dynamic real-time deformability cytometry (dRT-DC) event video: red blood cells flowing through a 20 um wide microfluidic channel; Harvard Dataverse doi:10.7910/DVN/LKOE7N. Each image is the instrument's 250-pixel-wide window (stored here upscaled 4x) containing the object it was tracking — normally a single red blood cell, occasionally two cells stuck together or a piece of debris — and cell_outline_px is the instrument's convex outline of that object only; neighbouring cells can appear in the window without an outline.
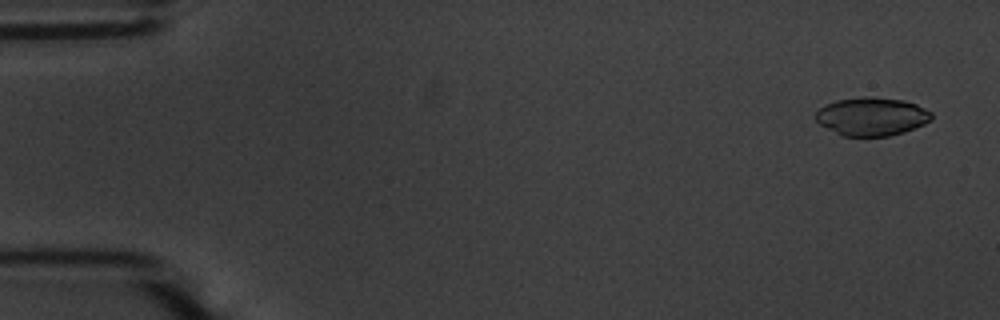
{"species": "common noctule bat (a hibernating species)", "species_latin": "Nyctalus noctula", "temperature_condition": "warm", "stored_images_in_passage": 55, "camera_frame_rate_fps": 3000, "um_per_image_px": 0.085, "animal": {"sex": "male", "body_mass_g": 20.1, "forearm_length_mm": 53.5}, "frame": {"image": 1, "passage_image": 3, "time_ms": 0.667, "image_size_px": [1000, 320], "cell_outline_px": [[932, 120], [924, 124], [904, 132], [888, 136], [840, 136], [820, 124], [816, 120], [816, 112], [824, 104], [836, 100], [864, 96], [872, 96], [904, 100], [916, 104], [932, 112]], "centroid_in_image_um": [74.09, 9.89], "position_along_channel_um": 10.9, "area_um2": 26.07}}
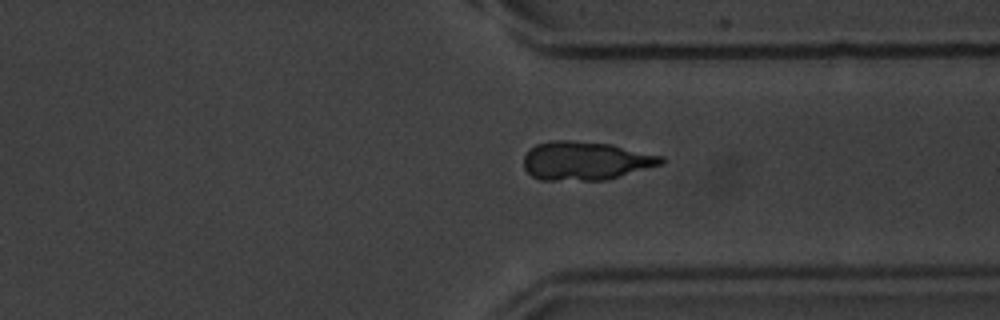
{"frame": {"image": 2, "passage_image": 42, "time_ms": 13.667, "image_size_px": [1000, 320], "cell_outline_px": [[664, 164], [608, 180], [540, 180], [532, 176], [524, 168], [524, 156], [536, 144], [552, 140], [572, 140], [612, 144], [664, 156]], "centroid_in_image_um": [49.82, 13.67], "position_along_channel_um": 361.6, "area_um2": 31.21}}
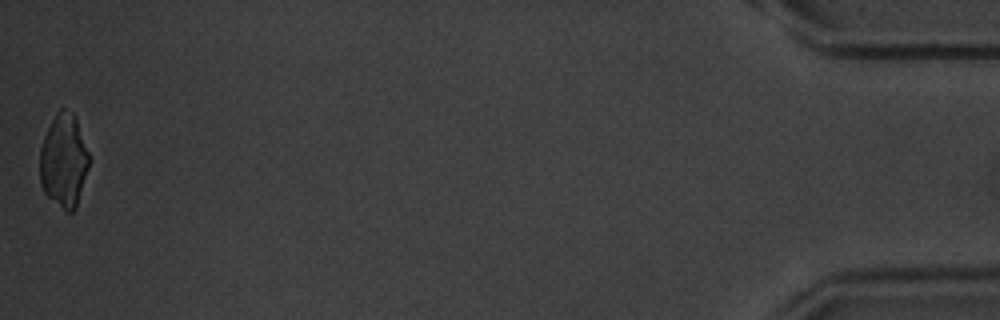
{"frame": {"image": 3, "passage_image": 55, "time_ms": 18.0, "image_size_px": [1000, 320], "cell_outline_px": [[88, 168], [76, 208], [72, 212], [68, 212], [48, 196], [44, 192], [40, 184], [40, 148], [44, 136], [56, 112], [60, 108], [64, 108], [72, 112], [76, 116], [88, 152]], "centroid_in_image_um": [5.41, 13.63], "position_along_channel_um": 429.8, "area_um2": 26.59}, "authors_computed_cell_mechanics": {"area_um2": 29.9982, "velocity_mm_per_s": 3.7059, "shape_relaxation_time_tau1_ms": 9.7176, "shape_relaxation_time_tau2_ms": null, "deformation_change_tau1": 0.2669, "deformation_change_tau2": null}}